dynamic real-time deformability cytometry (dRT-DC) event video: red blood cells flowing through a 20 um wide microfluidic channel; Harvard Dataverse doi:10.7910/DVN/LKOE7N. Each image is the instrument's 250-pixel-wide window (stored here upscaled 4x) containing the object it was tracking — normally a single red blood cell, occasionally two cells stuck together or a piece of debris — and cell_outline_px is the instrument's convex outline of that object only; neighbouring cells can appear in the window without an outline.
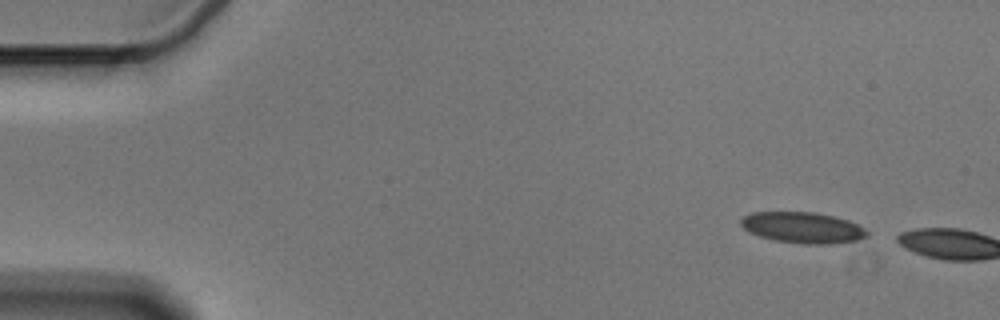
{"species": "Egyptian fruit bat (a non-hibernating species)", "species_latin": "Rousettus aegyptiacus", "temperature_condition": "cold", "stored_images_in_passage": 3, "camera_frame_rate_fps": 3000, "um_per_image_px": 0.085, "animal": {"sex": "male"}, "frame": {"image": 1, "passage_image": 1, "time_ms": 0.0, "image_size_px": [1000, 320], "cell_outline_px": [[868, 236], [856, 240], [832, 244], [804, 244], [776, 240], [760, 236], [748, 232], [740, 224], [740, 220], [744, 216], [752, 212], [812, 212], [832, 216], [848, 220], [864, 228], [868, 232]], "centroid_in_image_um": [68.22, 19.35], "position_along_channel_um": 16.8, "area_um2": 22.66}}